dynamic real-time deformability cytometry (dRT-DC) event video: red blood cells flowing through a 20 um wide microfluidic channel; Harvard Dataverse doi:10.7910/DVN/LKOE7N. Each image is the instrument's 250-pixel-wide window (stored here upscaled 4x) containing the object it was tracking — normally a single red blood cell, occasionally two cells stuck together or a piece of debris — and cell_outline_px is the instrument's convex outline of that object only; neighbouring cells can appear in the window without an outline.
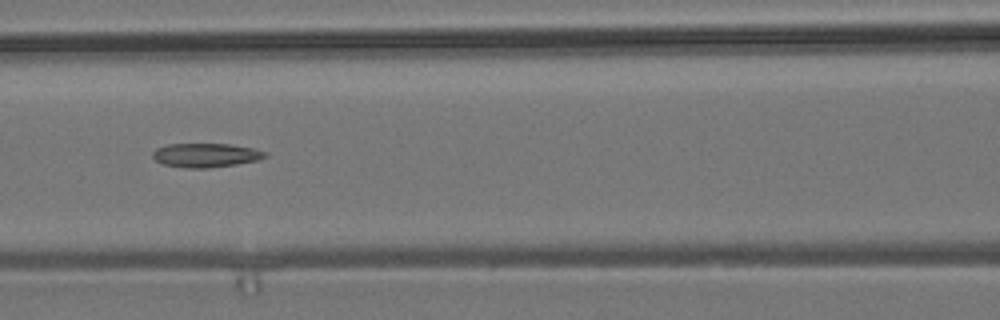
{"species": "common noctule bat (a hibernating species)", "species_latin": "Nyctalus noctula", "temperature_condition": "room temperature", "stored_images_in_passage": 9, "camera_frame_rate_fps": 3000, "um_per_image_px": 0.085, "animal": {"sex": "male", "body_mass_g": 19.2, "forearm_length_mm": 51.8}, "frame": {"image": 1, "passage_image": 7, "time_ms": 7.333, "image_size_px": [1000, 320], "cell_outline_px": [[268, 156], [260, 160], [236, 164], [208, 168], [188, 168], [164, 164], [156, 160], [152, 156], [152, 152], [156, 148], [168, 144], [232, 144], [252, 148], [268, 152]], "centroid_in_image_um": [17.53, 13.19], "position_along_channel_um": 149.1, "area_um2": 15.78}}
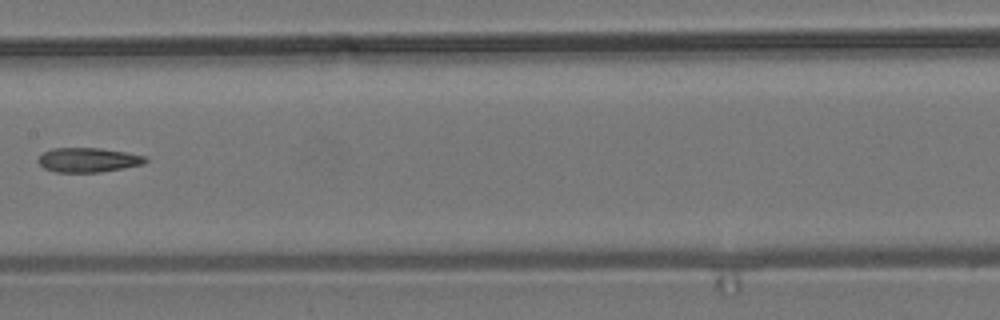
{"frame": {"image": 2, "passage_image": 8, "time_ms": 8.667, "image_size_px": [1000, 320], "cell_outline_px": [[148, 160], [144, 164], [124, 168], [100, 172], [56, 172], [44, 168], [36, 160], [44, 152], [52, 148], [100, 148], [128, 152], [144, 156]], "centroid_in_image_um": [7.5, 13.59], "position_along_channel_um": 199.9, "area_um2": 15.32}}
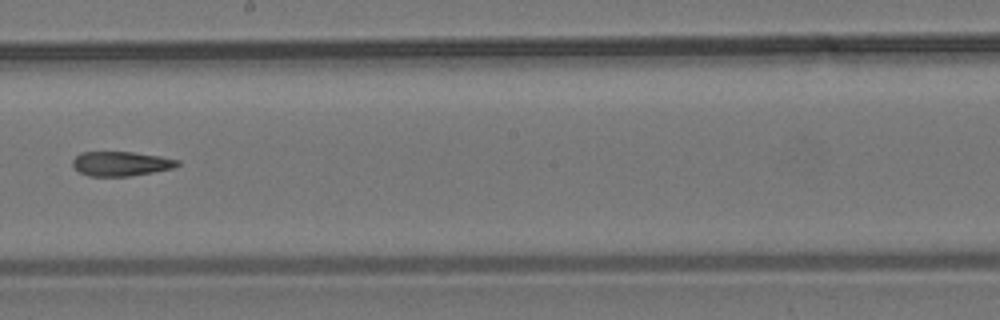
{"frame": {"image": 3, "passage_image": 9, "time_ms": 9.667, "image_size_px": [1000, 320], "cell_outline_px": [[180, 164], [176, 168], [128, 176], [88, 176], [80, 172], [72, 164], [72, 160], [80, 152], [132, 152], [160, 156], [180, 160]], "centroid_in_image_um": [10.31, 13.91], "position_along_channel_um": 237.9, "area_um2": 14.97}}